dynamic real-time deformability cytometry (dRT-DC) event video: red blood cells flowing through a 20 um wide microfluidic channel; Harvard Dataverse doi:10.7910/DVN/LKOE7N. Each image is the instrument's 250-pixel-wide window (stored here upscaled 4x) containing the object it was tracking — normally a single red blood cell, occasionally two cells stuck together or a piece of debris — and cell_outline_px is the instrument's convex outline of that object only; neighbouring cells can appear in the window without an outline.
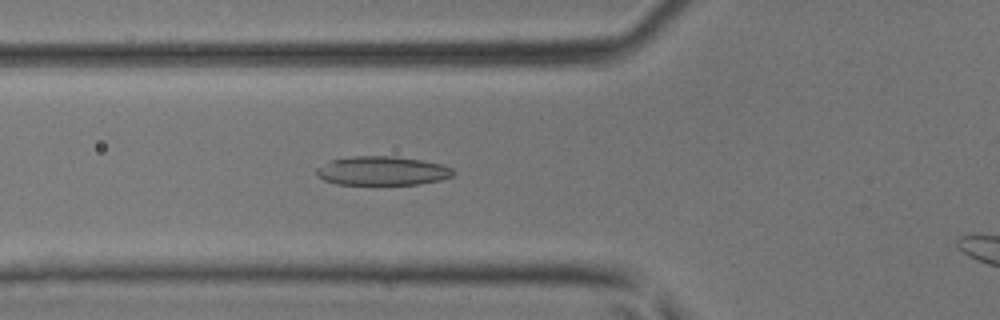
{"species": "common noctule bat (a hibernating species)", "species_latin": "Nyctalus noctula", "temperature_condition": "room temperature", "stored_images_in_passage": 43, "camera_frame_rate_fps": 3000, "um_per_image_px": 0.085, "animal": {"sex": "male", "body_mass_g": 17.9, "forearm_length_mm": 54.2}, "frame": {"image": 1, "passage_image": 17, "time_ms": 5.333, "image_size_px": [1000, 320], "cell_outline_px": [[456, 172], [452, 176], [440, 180], [420, 184], [336, 184], [324, 180], [316, 176], [316, 168], [332, 160], [352, 156], [396, 156], [444, 164], [452, 168]], "centroid_in_image_um": [32.51, 14.52], "position_along_channel_um": 93.3, "area_um2": 23.12}}
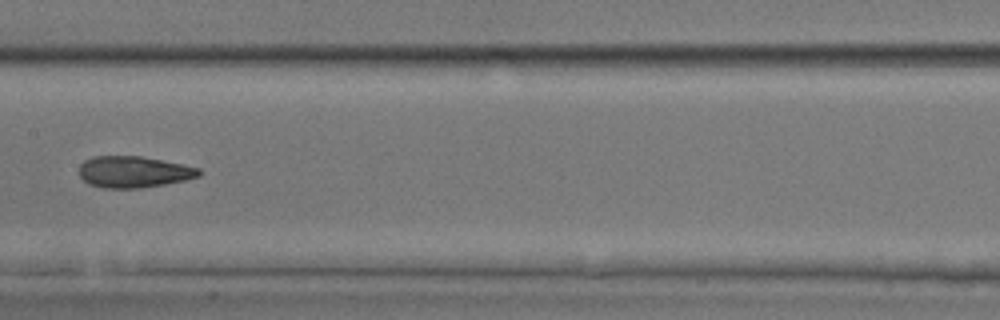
{"frame": {"image": 2, "passage_image": 24, "time_ms": 7.667, "image_size_px": [1000, 320], "cell_outline_px": [[204, 172], [200, 176], [184, 180], [164, 184], [140, 188], [104, 188], [88, 184], [80, 176], [80, 164], [84, 160], [92, 156], [140, 156], [200, 168]], "centroid_in_image_um": [11.36, 14.61], "position_along_channel_um": 196.0, "area_um2": 21.91}}
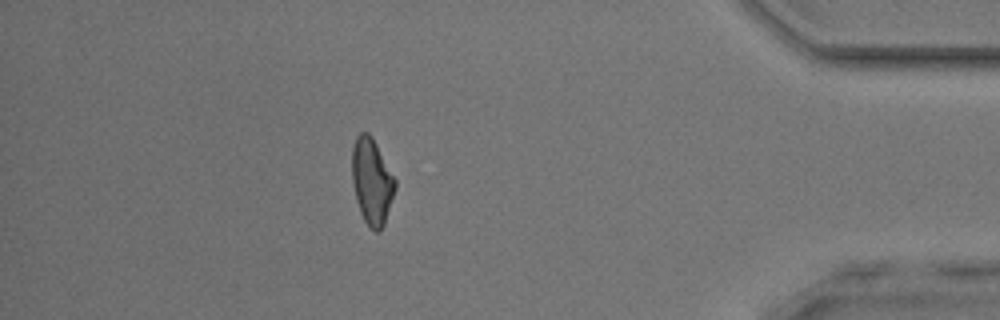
{"frame": {"image": 3, "passage_image": 41, "time_ms": 13.333, "image_size_px": [1000, 320], "cell_outline_px": [[396, 188], [384, 224], [380, 232], [376, 232], [364, 220], [360, 212], [356, 200], [352, 184], [352, 148], [356, 136], [360, 132], [368, 132], [372, 136], [396, 180]], "centroid_in_image_um": [31.6, 15.4], "position_along_channel_um": 403.6, "area_um2": 21.62}}